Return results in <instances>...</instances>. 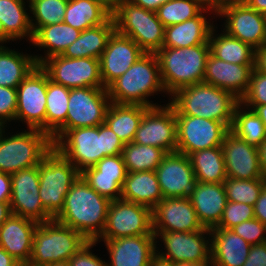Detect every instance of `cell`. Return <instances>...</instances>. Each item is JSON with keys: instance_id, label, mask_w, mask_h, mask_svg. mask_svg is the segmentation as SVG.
Segmentation results:
<instances>
[{"instance_id": "6da1fadb", "label": "cell", "mask_w": 266, "mask_h": 266, "mask_svg": "<svg viewBox=\"0 0 266 266\" xmlns=\"http://www.w3.org/2000/svg\"><path fill=\"white\" fill-rule=\"evenodd\" d=\"M110 203V199L98 194L80 175L54 220L81 233L88 241H96L103 233Z\"/></svg>"}, {"instance_id": "7a4b0ae2", "label": "cell", "mask_w": 266, "mask_h": 266, "mask_svg": "<svg viewBox=\"0 0 266 266\" xmlns=\"http://www.w3.org/2000/svg\"><path fill=\"white\" fill-rule=\"evenodd\" d=\"M124 145L106 123L69 129L53 144L80 173L106 156L122 154Z\"/></svg>"}, {"instance_id": "3957f363", "label": "cell", "mask_w": 266, "mask_h": 266, "mask_svg": "<svg viewBox=\"0 0 266 266\" xmlns=\"http://www.w3.org/2000/svg\"><path fill=\"white\" fill-rule=\"evenodd\" d=\"M173 96V97H172ZM175 115L202 117L223 122L229 129L240 100L228 91L201 82L178 89L171 95Z\"/></svg>"}, {"instance_id": "277c9868", "label": "cell", "mask_w": 266, "mask_h": 266, "mask_svg": "<svg viewBox=\"0 0 266 266\" xmlns=\"http://www.w3.org/2000/svg\"><path fill=\"white\" fill-rule=\"evenodd\" d=\"M110 101L116 104L159 106L147 99L158 91L166 92L155 53H145L108 88Z\"/></svg>"}, {"instance_id": "5b68a950", "label": "cell", "mask_w": 266, "mask_h": 266, "mask_svg": "<svg viewBox=\"0 0 266 266\" xmlns=\"http://www.w3.org/2000/svg\"><path fill=\"white\" fill-rule=\"evenodd\" d=\"M155 54L164 89L172 95L180 88L203 82L210 46L162 47Z\"/></svg>"}, {"instance_id": "8992f818", "label": "cell", "mask_w": 266, "mask_h": 266, "mask_svg": "<svg viewBox=\"0 0 266 266\" xmlns=\"http://www.w3.org/2000/svg\"><path fill=\"white\" fill-rule=\"evenodd\" d=\"M88 240L71 227L55 220L39 223L26 266H47L68 261Z\"/></svg>"}, {"instance_id": "52a82bcc", "label": "cell", "mask_w": 266, "mask_h": 266, "mask_svg": "<svg viewBox=\"0 0 266 266\" xmlns=\"http://www.w3.org/2000/svg\"><path fill=\"white\" fill-rule=\"evenodd\" d=\"M112 18L115 31L133 39L145 53H156L162 48L165 27L156 12L129 0H119Z\"/></svg>"}, {"instance_id": "ba28073f", "label": "cell", "mask_w": 266, "mask_h": 266, "mask_svg": "<svg viewBox=\"0 0 266 266\" xmlns=\"http://www.w3.org/2000/svg\"><path fill=\"white\" fill-rule=\"evenodd\" d=\"M38 170L42 205L55 218L63 209L65 196L80 172L54 146L43 156Z\"/></svg>"}, {"instance_id": "9c48e42d", "label": "cell", "mask_w": 266, "mask_h": 266, "mask_svg": "<svg viewBox=\"0 0 266 266\" xmlns=\"http://www.w3.org/2000/svg\"><path fill=\"white\" fill-rule=\"evenodd\" d=\"M3 129L0 127V172L13 174L37 166L53 147L51 138L40 130L29 129L3 137Z\"/></svg>"}, {"instance_id": "30bf717a", "label": "cell", "mask_w": 266, "mask_h": 266, "mask_svg": "<svg viewBox=\"0 0 266 266\" xmlns=\"http://www.w3.org/2000/svg\"><path fill=\"white\" fill-rule=\"evenodd\" d=\"M136 235H154L152 210L123 199L112 200L101 236L96 242Z\"/></svg>"}, {"instance_id": "8fae6325", "label": "cell", "mask_w": 266, "mask_h": 266, "mask_svg": "<svg viewBox=\"0 0 266 266\" xmlns=\"http://www.w3.org/2000/svg\"><path fill=\"white\" fill-rule=\"evenodd\" d=\"M40 66L47 72L50 80L66 88H104L100 59L57 55L46 59Z\"/></svg>"}, {"instance_id": "7c38bea8", "label": "cell", "mask_w": 266, "mask_h": 266, "mask_svg": "<svg viewBox=\"0 0 266 266\" xmlns=\"http://www.w3.org/2000/svg\"><path fill=\"white\" fill-rule=\"evenodd\" d=\"M47 72L37 65L17 87L15 120L45 132Z\"/></svg>"}, {"instance_id": "4fadbf2b", "label": "cell", "mask_w": 266, "mask_h": 266, "mask_svg": "<svg viewBox=\"0 0 266 266\" xmlns=\"http://www.w3.org/2000/svg\"><path fill=\"white\" fill-rule=\"evenodd\" d=\"M177 152L191 153L221 146L230 130L223 122L202 117L176 115Z\"/></svg>"}, {"instance_id": "5bb4252c", "label": "cell", "mask_w": 266, "mask_h": 266, "mask_svg": "<svg viewBox=\"0 0 266 266\" xmlns=\"http://www.w3.org/2000/svg\"><path fill=\"white\" fill-rule=\"evenodd\" d=\"M68 100L66 131L105 123L106 112L111 103L106 88L70 89Z\"/></svg>"}, {"instance_id": "9a60e30c", "label": "cell", "mask_w": 266, "mask_h": 266, "mask_svg": "<svg viewBox=\"0 0 266 266\" xmlns=\"http://www.w3.org/2000/svg\"><path fill=\"white\" fill-rule=\"evenodd\" d=\"M136 144L155 146L167 153L177 149V122L175 109L168 103L165 107H149L141 120L133 141Z\"/></svg>"}, {"instance_id": "2e32d148", "label": "cell", "mask_w": 266, "mask_h": 266, "mask_svg": "<svg viewBox=\"0 0 266 266\" xmlns=\"http://www.w3.org/2000/svg\"><path fill=\"white\" fill-rule=\"evenodd\" d=\"M12 214L32 219L38 223L54 218L46 211L39 196L38 165L10 174Z\"/></svg>"}, {"instance_id": "e0dca14e", "label": "cell", "mask_w": 266, "mask_h": 266, "mask_svg": "<svg viewBox=\"0 0 266 266\" xmlns=\"http://www.w3.org/2000/svg\"><path fill=\"white\" fill-rule=\"evenodd\" d=\"M153 233L164 242L166 252L157 253L162 258L174 263L211 265V242L205 240V234L210 235V229L204 228L194 232L153 231Z\"/></svg>"}, {"instance_id": "ac0fdd59", "label": "cell", "mask_w": 266, "mask_h": 266, "mask_svg": "<svg viewBox=\"0 0 266 266\" xmlns=\"http://www.w3.org/2000/svg\"><path fill=\"white\" fill-rule=\"evenodd\" d=\"M155 173L163 198L189 197L196 183L189 157L177 151L167 153Z\"/></svg>"}, {"instance_id": "d6986e66", "label": "cell", "mask_w": 266, "mask_h": 266, "mask_svg": "<svg viewBox=\"0 0 266 266\" xmlns=\"http://www.w3.org/2000/svg\"><path fill=\"white\" fill-rule=\"evenodd\" d=\"M219 16L226 18L225 32L257 49L266 45L265 15L246 4L232 5L222 9Z\"/></svg>"}, {"instance_id": "ffe728a7", "label": "cell", "mask_w": 266, "mask_h": 266, "mask_svg": "<svg viewBox=\"0 0 266 266\" xmlns=\"http://www.w3.org/2000/svg\"><path fill=\"white\" fill-rule=\"evenodd\" d=\"M153 231L194 232L203 230L189 197L163 198L152 209Z\"/></svg>"}, {"instance_id": "44dd1931", "label": "cell", "mask_w": 266, "mask_h": 266, "mask_svg": "<svg viewBox=\"0 0 266 266\" xmlns=\"http://www.w3.org/2000/svg\"><path fill=\"white\" fill-rule=\"evenodd\" d=\"M144 54L133 39L115 31L100 57V75L104 88L107 89Z\"/></svg>"}, {"instance_id": "7402d4cb", "label": "cell", "mask_w": 266, "mask_h": 266, "mask_svg": "<svg viewBox=\"0 0 266 266\" xmlns=\"http://www.w3.org/2000/svg\"><path fill=\"white\" fill-rule=\"evenodd\" d=\"M227 177L234 179H265L259 164L257 147L248 144L230 130L221 145Z\"/></svg>"}, {"instance_id": "603a6c76", "label": "cell", "mask_w": 266, "mask_h": 266, "mask_svg": "<svg viewBox=\"0 0 266 266\" xmlns=\"http://www.w3.org/2000/svg\"><path fill=\"white\" fill-rule=\"evenodd\" d=\"M127 173L123 156L118 154L102 158L93 167L81 172L80 175L98 194L112 201L121 198Z\"/></svg>"}, {"instance_id": "cb8c5ba5", "label": "cell", "mask_w": 266, "mask_h": 266, "mask_svg": "<svg viewBox=\"0 0 266 266\" xmlns=\"http://www.w3.org/2000/svg\"><path fill=\"white\" fill-rule=\"evenodd\" d=\"M155 235H136L103 240L111 262L107 266H149L158 252Z\"/></svg>"}, {"instance_id": "d4e9b609", "label": "cell", "mask_w": 266, "mask_h": 266, "mask_svg": "<svg viewBox=\"0 0 266 266\" xmlns=\"http://www.w3.org/2000/svg\"><path fill=\"white\" fill-rule=\"evenodd\" d=\"M254 64H235L208 56L203 82L228 91L239 100L246 93Z\"/></svg>"}, {"instance_id": "484cf974", "label": "cell", "mask_w": 266, "mask_h": 266, "mask_svg": "<svg viewBox=\"0 0 266 266\" xmlns=\"http://www.w3.org/2000/svg\"><path fill=\"white\" fill-rule=\"evenodd\" d=\"M38 222L12 214L0 227V247L23 266L30 261Z\"/></svg>"}, {"instance_id": "4316f807", "label": "cell", "mask_w": 266, "mask_h": 266, "mask_svg": "<svg viewBox=\"0 0 266 266\" xmlns=\"http://www.w3.org/2000/svg\"><path fill=\"white\" fill-rule=\"evenodd\" d=\"M189 199L204 228L216 227L227 203L223 183H201L196 181Z\"/></svg>"}, {"instance_id": "83f0119b", "label": "cell", "mask_w": 266, "mask_h": 266, "mask_svg": "<svg viewBox=\"0 0 266 266\" xmlns=\"http://www.w3.org/2000/svg\"><path fill=\"white\" fill-rule=\"evenodd\" d=\"M211 266H243L251 245L225 228L210 229Z\"/></svg>"}, {"instance_id": "f1b7e54d", "label": "cell", "mask_w": 266, "mask_h": 266, "mask_svg": "<svg viewBox=\"0 0 266 266\" xmlns=\"http://www.w3.org/2000/svg\"><path fill=\"white\" fill-rule=\"evenodd\" d=\"M209 9L204 8L197 16L179 24L165 27L162 47L184 48L200 44H209V36L214 27L204 14Z\"/></svg>"}, {"instance_id": "f546056e", "label": "cell", "mask_w": 266, "mask_h": 266, "mask_svg": "<svg viewBox=\"0 0 266 266\" xmlns=\"http://www.w3.org/2000/svg\"><path fill=\"white\" fill-rule=\"evenodd\" d=\"M70 89L49 79L47 74L45 133L54 144L66 132Z\"/></svg>"}, {"instance_id": "4dcf8cb0", "label": "cell", "mask_w": 266, "mask_h": 266, "mask_svg": "<svg viewBox=\"0 0 266 266\" xmlns=\"http://www.w3.org/2000/svg\"><path fill=\"white\" fill-rule=\"evenodd\" d=\"M24 0H0V43L28 37L32 42L33 30Z\"/></svg>"}, {"instance_id": "1f68e13d", "label": "cell", "mask_w": 266, "mask_h": 266, "mask_svg": "<svg viewBox=\"0 0 266 266\" xmlns=\"http://www.w3.org/2000/svg\"><path fill=\"white\" fill-rule=\"evenodd\" d=\"M121 199L152 210L163 199L155 171L128 172Z\"/></svg>"}, {"instance_id": "d6a6232c", "label": "cell", "mask_w": 266, "mask_h": 266, "mask_svg": "<svg viewBox=\"0 0 266 266\" xmlns=\"http://www.w3.org/2000/svg\"><path fill=\"white\" fill-rule=\"evenodd\" d=\"M114 32L115 24L111 16L104 24L82 31L79 37L66 48L62 56L100 59Z\"/></svg>"}, {"instance_id": "836d02e7", "label": "cell", "mask_w": 266, "mask_h": 266, "mask_svg": "<svg viewBox=\"0 0 266 266\" xmlns=\"http://www.w3.org/2000/svg\"><path fill=\"white\" fill-rule=\"evenodd\" d=\"M80 33L81 31L74 29L63 21L40 27L33 34L32 43L40 48H46L47 55L45 57L34 56L37 64L41 65L50 57L62 55L66 48L79 37Z\"/></svg>"}, {"instance_id": "e575fe53", "label": "cell", "mask_w": 266, "mask_h": 266, "mask_svg": "<svg viewBox=\"0 0 266 266\" xmlns=\"http://www.w3.org/2000/svg\"><path fill=\"white\" fill-rule=\"evenodd\" d=\"M149 107L142 105L110 103L105 123L123 141L124 144L133 141L145 111Z\"/></svg>"}, {"instance_id": "d590c367", "label": "cell", "mask_w": 266, "mask_h": 266, "mask_svg": "<svg viewBox=\"0 0 266 266\" xmlns=\"http://www.w3.org/2000/svg\"><path fill=\"white\" fill-rule=\"evenodd\" d=\"M196 181L223 183L227 179L221 146L203 149L188 155Z\"/></svg>"}, {"instance_id": "8d00e7d4", "label": "cell", "mask_w": 266, "mask_h": 266, "mask_svg": "<svg viewBox=\"0 0 266 266\" xmlns=\"http://www.w3.org/2000/svg\"><path fill=\"white\" fill-rule=\"evenodd\" d=\"M37 65L35 57L0 45V86L17 88Z\"/></svg>"}, {"instance_id": "74e56055", "label": "cell", "mask_w": 266, "mask_h": 266, "mask_svg": "<svg viewBox=\"0 0 266 266\" xmlns=\"http://www.w3.org/2000/svg\"><path fill=\"white\" fill-rule=\"evenodd\" d=\"M112 15L91 0H68L63 22L74 29H86L104 24Z\"/></svg>"}, {"instance_id": "f35d334b", "label": "cell", "mask_w": 266, "mask_h": 266, "mask_svg": "<svg viewBox=\"0 0 266 266\" xmlns=\"http://www.w3.org/2000/svg\"><path fill=\"white\" fill-rule=\"evenodd\" d=\"M214 29L209 36L210 53L214 57L229 63L254 64V48L226 32L215 37Z\"/></svg>"}, {"instance_id": "ab89813d", "label": "cell", "mask_w": 266, "mask_h": 266, "mask_svg": "<svg viewBox=\"0 0 266 266\" xmlns=\"http://www.w3.org/2000/svg\"><path fill=\"white\" fill-rule=\"evenodd\" d=\"M167 152L155 146L126 143L122 156L127 172L155 171Z\"/></svg>"}, {"instance_id": "60d3db41", "label": "cell", "mask_w": 266, "mask_h": 266, "mask_svg": "<svg viewBox=\"0 0 266 266\" xmlns=\"http://www.w3.org/2000/svg\"><path fill=\"white\" fill-rule=\"evenodd\" d=\"M241 106L239 103L235 108L230 131L248 144L257 147L266 139L265 126L252 109L242 110Z\"/></svg>"}, {"instance_id": "b9f144b4", "label": "cell", "mask_w": 266, "mask_h": 266, "mask_svg": "<svg viewBox=\"0 0 266 266\" xmlns=\"http://www.w3.org/2000/svg\"><path fill=\"white\" fill-rule=\"evenodd\" d=\"M205 8L203 0H169L158 8L156 14L164 27L194 18Z\"/></svg>"}, {"instance_id": "7bdbcfd3", "label": "cell", "mask_w": 266, "mask_h": 266, "mask_svg": "<svg viewBox=\"0 0 266 266\" xmlns=\"http://www.w3.org/2000/svg\"><path fill=\"white\" fill-rule=\"evenodd\" d=\"M29 2L30 11L35 18L30 19L33 34L40 27L61 23L68 4V0H29Z\"/></svg>"}, {"instance_id": "ee69618b", "label": "cell", "mask_w": 266, "mask_h": 266, "mask_svg": "<svg viewBox=\"0 0 266 266\" xmlns=\"http://www.w3.org/2000/svg\"><path fill=\"white\" fill-rule=\"evenodd\" d=\"M266 179H234L227 177L223 182L227 201L245 203L254 206Z\"/></svg>"}, {"instance_id": "f6af8a7d", "label": "cell", "mask_w": 266, "mask_h": 266, "mask_svg": "<svg viewBox=\"0 0 266 266\" xmlns=\"http://www.w3.org/2000/svg\"><path fill=\"white\" fill-rule=\"evenodd\" d=\"M253 218L254 206L245 203L227 201L221 220L215 228L231 229L234 226Z\"/></svg>"}, {"instance_id": "bcb514c9", "label": "cell", "mask_w": 266, "mask_h": 266, "mask_svg": "<svg viewBox=\"0 0 266 266\" xmlns=\"http://www.w3.org/2000/svg\"><path fill=\"white\" fill-rule=\"evenodd\" d=\"M243 105H266V75L253 69L246 93L240 99Z\"/></svg>"}, {"instance_id": "7dc6e473", "label": "cell", "mask_w": 266, "mask_h": 266, "mask_svg": "<svg viewBox=\"0 0 266 266\" xmlns=\"http://www.w3.org/2000/svg\"><path fill=\"white\" fill-rule=\"evenodd\" d=\"M231 231L238 234L250 245L266 242V225L257 218L244 221L231 228Z\"/></svg>"}, {"instance_id": "c3c4849f", "label": "cell", "mask_w": 266, "mask_h": 266, "mask_svg": "<svg viewBox=\"0 0 266 266\" xmlns=\"http://www.w3.org/2000/svg\"><path fill=\"white\" fill-rule=\"evenodd\" d=\"M16 110L17 88L0 86V127H5V122L15 120Z\"/></svg>"}, {"instance_id": "681fc988", "label": "cell", "mask_w": 266, "mask_h": 266, "mask_svg": "<svg viewBox=\"0 0 266 266\" xmlns=\"http://www.w3.org/2000/svg\"><path fill=\"white\" fill-rule=\"evenodd\" d=\"M97 244L96 241H88L82 246L69 260L70 266H107V263L95 254L90 252V249Z\"/></svg>"}, {"instance_id": "f907efd6", "label": "cell", "mask_w": 266, "mask_h": 266, "mask_svg": "<svg viewBox=\"0 0 266 266\" xmlns=\"http://www.w3.org/2000/svg\"><path fill=\"white\" fill-rule=\"evenodd\" d=\"M243 266H266V242L251 245Z\"/></svg>"}, {"instance_id": "816d5d0a", "label": "cell", "mask_w": 266, "mask_h": 266, "mask_svg": "<svg viewBox=\"0 0 266 266\" xmlns=\"http://www.w3.org/2000/svg\"><path fill=\"white\" fill-rule=\"evenodd\" d=\"M254 218L266 225V180L263 183L259 198L254 204Z\"/></svg>"}, {"instance_id": "f5cc1de1", "label": "cell", "mask_w": 266, "mask_h": 266, "mask_svg": "<svg viewBox=\"0 0 266 266\" xmlns=\"http://www.w3.org/2000/svg\"><path fill=\"white\" fill-rule=\"evenodd\" d=\"M203 2L206 8L219 13L228 6L246 4L247 0H204Z\"/></svg>"}, {"instance_id": "db71d44e", "label": "cell", "mask_w": 266, "mask_h": 266, "mask_svg": "<svg viewBox=\"0 0 266 266\" xmlns=\"http://www.w3.org/2000/svg\"><path fill=\"white\" fill-rule=\"evenodd\" d=\"M11 198V176L0 172V202H10Z\"/></svg>"}, {"instance_id": "11a10c76", "label": "cell", "mask_w": 266, "mask_h": 266, "mask_svg": "<svg viewBox=\"0 0 266 266\" xmlns=\"http://www.w3.org/2000/svg\"><path fill=\"white\" fill-rule=\"evenodd\" d=\"M254 70L266 75V45L255 49Z\"/></svg>"}, {"instance_id": "9f6ffc18", "label": "cell", "mask_w": 266, "mask_h": 266, "mask_svg": "<svg viewBox=\"0 0 266 266\" xmlns=\"http://www.w3.org/2000/svg\"><path fill=\"white\" fill-rule=\"evenodd\" d=\"M133 4L143 7L144 9L156 12L160 6L169 0H129Z\"/></svg>"}, {"instance_id": "6f0895ef", "label": "cell", "mask_w": 266, "mask_h": 266, "mask_svg": "<svg viewBox=\"0 0 266 266\" xmlns=\"http://www.w3.org/2000/svg\"><path fill=\"white\" fill-rule=\"evenodd\" d=\"M257 152L263 178L266 179V139L257 146Z\"/></svg>"}, {"instance_id": "680465c9", "label": "cell", "mask_w": 266, "mask_h": 266, "mask_svg": "<svg viewBox=\"0 0 266 266\" xmlns=\"http://www.w3.org/2000/svg\"><path fill=\"white\" fill-rule=\"evenodd\" d=\"M0 266H23L14 257L9 255L2 247H0Z\"/></svg>"}, {"instance_id": "91938a15", "label": "cell", "mask_w": 266, "mask_h": 266, "mask_svg": "<svg viewBox=\"0 0 266 266\" xmlns=\"http://www.w3.org/2000/svg\"><path fill=\"white\" fill-rule=\"evenodd\" d=\"M11 215L10 202H0V227Z\"/></svg>"}, {"instance_id": "94428289", "label": "cell", "mask_w": 266, "mask_h": 266, "mask_svg": "<svg viewBox=\"0 0 266 266\" xmlns=\"http://www.w3.org/2000/svg\"><path fill=\"white\" fill-rule=\"evenodd\" d=\"M246 5L259 13L266 14V0H247Z\"/></svg>"}, {"instance_id": "6125c7cd", "label": "cell", "mask_w": 266, "mask_h": 266, "mask_svg": "<svg viewBox=\"0 0 266 266\" xmlns=\"http://www.w3.org/2000/svg\"><path fill=\"white\" fill-rule=\"evenodd\" d=\"M246 109H252L263 122L266 129V105H244ZM251 106V107H250Z\"/></svg>"}, {"instance_id": "be15d7a7", "label": "cell", "mask_w": 266, "mask_h": 266, "mask_svg": "<svg viewBox=\"0 0 266 266\" xmlns=\"http://www.w3.org/2000/svg\"><path fill=\"white\" fill-rule=\"evenodd\" d=\"M104 7L111 15L115 12L119 0H91Z\"/></svg>"}, {"instance_id": "e7e4bbea", "label": "cell", "mask_w": 266, "mask_h": 266, "mask_svg": "<svg viewBox=\"0 0 266 266\" xmlns=\"http://www.w3.org/2000/svg\"><path fill=\"white\" fill-rule=\"evenodd\" d=\"M149 266H176V263L170 260H166L156 253L152 257V260Z\"/></svg>"}, {"instance_id": "03108f58", "label": "cell", "mask_w": 266, "mask_h": 266, "mask_svg": "<svg viewBox=\"0 0 266 266\" xmlns=\"http://www.w3.org/2000/svg\"><path fill=\"white\" fill-rule=\"evenodd\" d=\"M176 266H211V265L195 264V263H190V262H179V263H176Z\"/></svg>"}, {"instance_id": "003e7915", "label": "cell", "mask_w": 266, "mask_h": 266, "mask_svg": "<svg viewBox=\"0 0 266 266\" xmlns=\"http://www.w3.org/2000/svg\"><path fill=\"white\" fill-rule=\"evenodd\" d=\"M47 266H70V263L68 261H66V262H58V263L50 264V265H47Z\"/></svg>"}]
</instances>
